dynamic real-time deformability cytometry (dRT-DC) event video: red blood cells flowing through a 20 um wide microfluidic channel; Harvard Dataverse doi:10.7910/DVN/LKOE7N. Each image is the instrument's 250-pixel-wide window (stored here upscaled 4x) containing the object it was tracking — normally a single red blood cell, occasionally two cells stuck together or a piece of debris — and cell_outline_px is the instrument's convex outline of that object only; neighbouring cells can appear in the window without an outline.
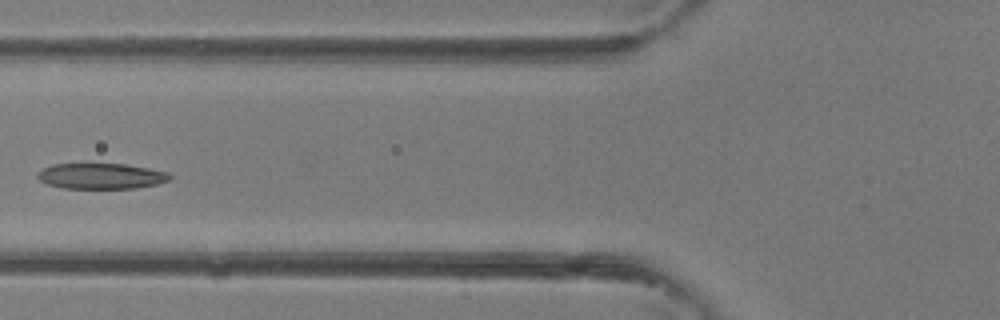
{"species": "common noctule bat (a hibernating species)", "species_latin": "Nyctalus noctula", "temperature_condition": "room temperature", "stored_images_in_passage": 5, "camera_frame_rate_fps": 3000, "um_per_image_px": 0.085, "animal": {"sex": "female"}, "frame": {"image": 1, "passage_image": 5, "time_ms": 1.333, "image_size_px": [1000, 320], "cell_outline_px": [[172, 180], [156, 184], [136, 188], [64, 188], [48, 184], [40, 180], [36, 176], [44, 168], [52, 164], [124, 164], [148, 168], [168, 172], [172, 176]], "centroid_in_image_um": [8.64, 14.97], "position_along_channel_um": 117.2, "area_um2": 19.65}}